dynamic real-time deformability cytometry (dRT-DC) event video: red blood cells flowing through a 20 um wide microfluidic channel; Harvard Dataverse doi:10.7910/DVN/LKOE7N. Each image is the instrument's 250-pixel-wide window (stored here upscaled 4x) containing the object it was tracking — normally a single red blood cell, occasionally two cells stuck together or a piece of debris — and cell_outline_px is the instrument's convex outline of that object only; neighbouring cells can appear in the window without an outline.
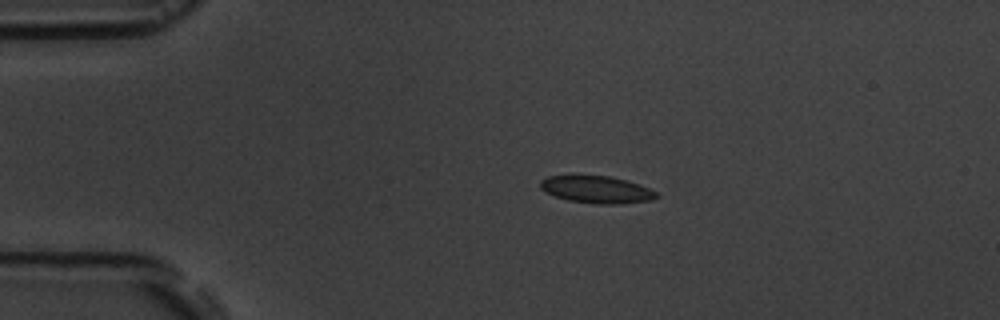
{"species": "common noctule bat (a hibernating species)", "species_latin": "Nyctalus noctula", "temperature_condition": "room temperature", "stored_images_in_passage": 4, "camera_frame_rate_fps": 3000, "um_per_image_px": 0.085, "animal": {"sex": "male", "body_mass_g": 19.5, "forearm_length_mm": 54.6}, "frame": {"image": 1, "passage_image": 1, "time_ms": 0.0, "image_size_px": [1000, 320], "cell_outline_px": [[660, 196], [652, 200], [620, 204], [592, 204], [568, 200], [544, 192], [540, 188], [540, 180], [548, 176], [608, 176], [628, 180], [648, 188], [656, 192]], "centroid_in_image_um": [50.72, 16.12], "position_along_channel_um": 34.3, "area_um2": 18.44}}
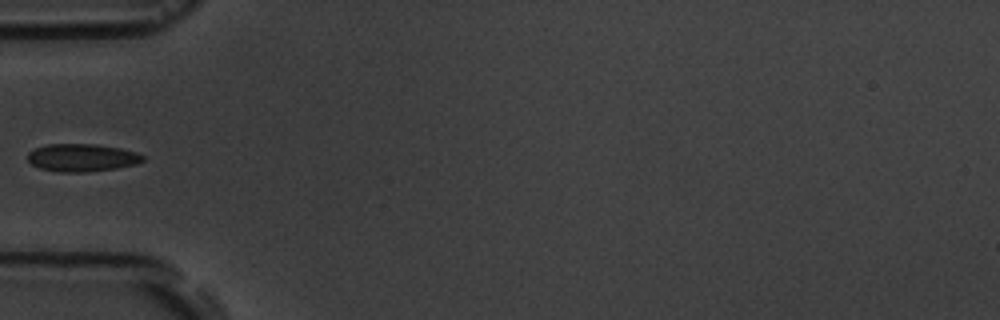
{"frame": {"image": 2, "passage_image": 3, "time_ms": 2.333, "image_size_px": [1000, 320], "cell_outline_px": [[144, 160], [136, 164], [116, 168], [88, 172], [56, 172], [40, 168], [32, 164], [28, 160], [28, 152], [36, 148], [48, 144], [96, 144], [120, 148], [136, 152], [144, 156]], "centroid_in_image_um": [6.97, 13.4], "position_along_channel_um": 78.0, "area_um2": 18.61}}
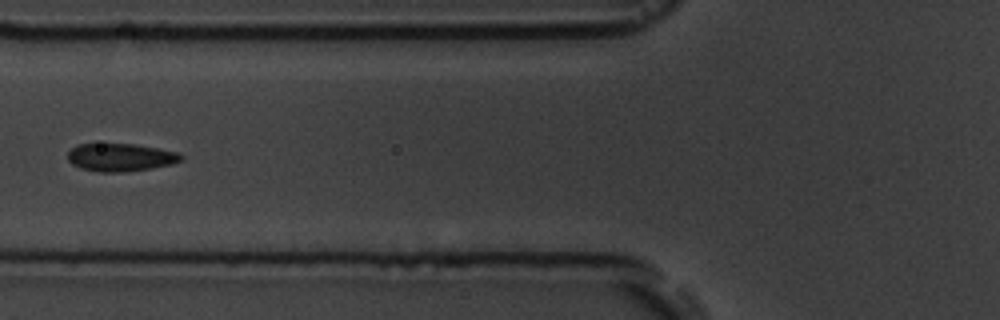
{"frame": {"image": 3, "passage_image": 4, "time_ms": 3.333, "image_size_px": [1000, 320], "cell_outline_px": [[184, 160], [172, 164], [152, 168], [124, 172], [100, 172], [80, 168], [72, 164], [68, 160], [68, 152], [76, 144], [132, 144], [156, 148], [176, 152], [184, 156]], "centroid_in_image_um": [10.24, 13.38], "position_along_channel_um": 115.6, "area_um2": 18.38}}